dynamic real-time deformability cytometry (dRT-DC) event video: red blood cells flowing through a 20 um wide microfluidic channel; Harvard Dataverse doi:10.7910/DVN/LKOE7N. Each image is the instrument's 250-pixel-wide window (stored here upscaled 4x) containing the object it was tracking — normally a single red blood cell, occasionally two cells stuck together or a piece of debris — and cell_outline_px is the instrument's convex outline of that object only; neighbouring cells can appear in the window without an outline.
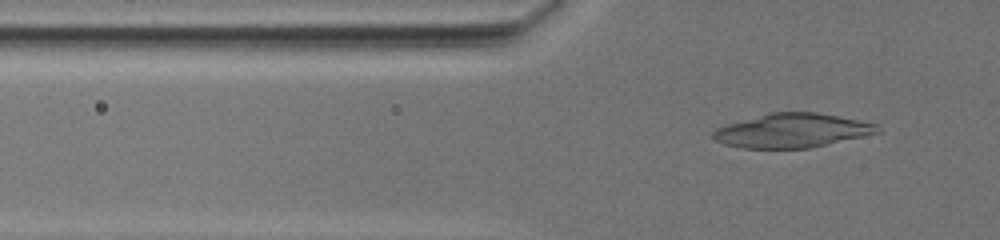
{"species": "common noctule bat (a hibernating species)", "species_latin": "Nyctalus noctula", "temperature_condition": "warm", "stored_images_in_passage": 12, "camera_frame_rate_fps": 3000, "um_per_image_px": 0.085, "animal": {"sex": "female", "body_mass_g": 19.5, "forearm_length_mm": 54.1}, "frame": {"image": 1, "passage_image": 3, "time_ms": 1.0, "image_size_px": [1000, 240], "cell_outline_px": [[880, 132], [864, 136], [808, 148], [744, 148], [724, 144], [716, 140], [712, 136], [712, 132], [716, 128], [728, 124], [772, 112], [816, 112], [876, 124], [880, 128]], "centroid_in_image_um": [67.32, 11.1], "position_along_channel_um": 58.5, "area_um2": 32.08}}
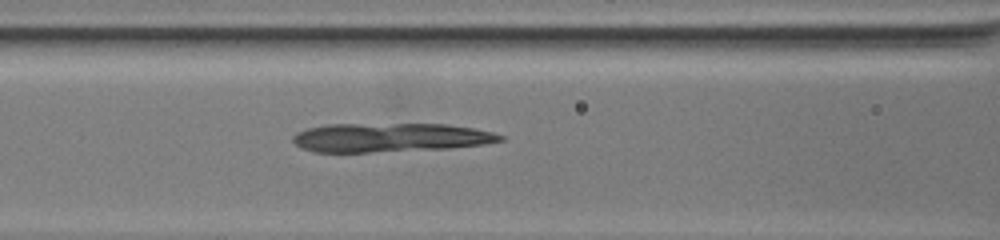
{"frame": {"image": 2, "passage_image": 8, "time_ms": 4.0, "image_size_px": [1000, 240], "cell_outline_px": [[504, 140], [484, 144], [452, 148], [372, 152], [312, 152], [300, 148], [292, 140], [292, 136], [296, 132], [308, 128], [328, 124], [448, 124], [476, 128], [492, 132], [504, 136]], "centroid_in_image_um": [33.16, 11.69], "position_along_channel_um": 133.4, "area_um2": 35.2}}
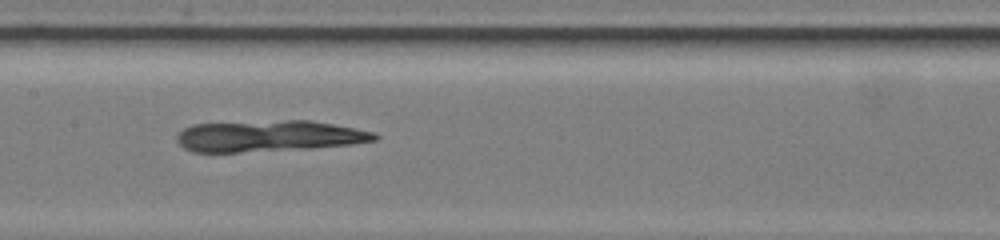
{"frame": {"image": 3, "passage_image": 11, "time_ms": 5.667, "image_size_px": [1000, 240], "cell_outline_px": [[380, 136], [376, 140], [352, 144], [312, 148], [240, 152], [192, 152], [184, 148], [176, 140], [176, 136], [184, 128], [192, 124], [288, 120], [308, 120], [356, 128], [372, 132]], "centroid_in_image_um": [22.84, 11.57], "position_along_channel_um": 184.6, "area_um2": 35.89}}